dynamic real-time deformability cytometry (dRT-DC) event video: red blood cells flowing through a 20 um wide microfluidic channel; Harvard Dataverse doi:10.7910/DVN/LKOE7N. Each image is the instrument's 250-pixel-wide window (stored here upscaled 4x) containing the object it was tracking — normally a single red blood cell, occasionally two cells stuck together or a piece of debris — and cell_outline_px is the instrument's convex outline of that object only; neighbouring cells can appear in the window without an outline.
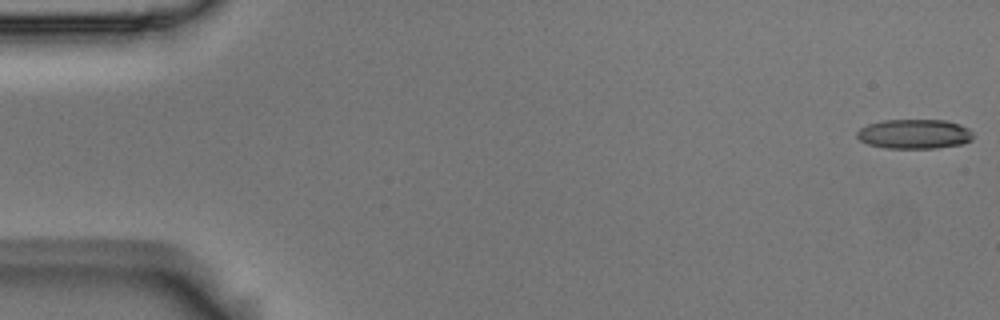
{"species": "Egyptian fruit bat (a non-hibernating species)", "species_latin": "Rousettus aegyptiacus", "temperature_condition": "room temperature", "stored_images_in_passage": 55, "camera_frame_rate_fps": 3000, "um_per_image_px": 0.085, "animal": {"sex": "male"}, "frame": {"image": 1, "passage_image": 1, "time_ms": 0.0, "image_size_px": [1000, 320], "cell_outline_px": [[976, 136], [972, 140], [964, 144], [936, 148], [884, 148], [868, 144], [860, 140], [856, 136], [856, 132], [860, 128], [868, 124], [880, 120], [948, 120], [960, 124], [968, 128]], "centroid_in_image_um": [77.75, 11.39], "position_along_channel_um": 7.2, "area_um2": 20.35}}
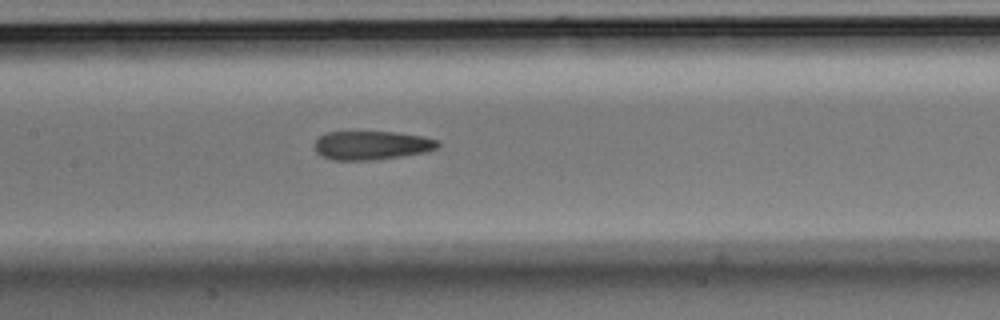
{"frame": {"image": 2, "passage_image": 26, "time_ms": 8.333, "image_size_px": [1000, 320], "cell_outline_px": [[440, 144], [436, 148], [428, 152], [372, 160], [332, 160], [320, 156], [316, 152], [316, 140], [320, 136], [328, 132], [392, 132], [424, 136], [436, 140]], "centroid_in_image_um": [31.59, 12.36], "position_along_channel_um": 175.8, "area_um2": 20.58}}
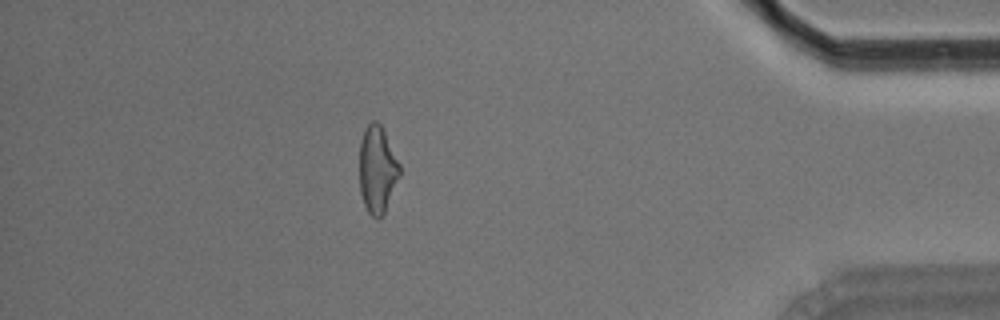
{"frame": {"image": 3, "passage_image": 48, "time_ms": 15.667, "image_size_px": [1000, 320], "cell_outline_px": [[400, 176], [384, 212], [380, 220], [376, 220], [368, 212], [364, 204], [360, 192], [360, 140], [364, 128], [372, 120], [376, 120], [380, 124], [400, 164]], "centroid_in_image_um": [32.06, 14.42], "position_along_channel_um": 403.1, "area_um2": 20.4}, "authors_computed_cell_mechanics": {"area_um2": 21.1548, "velocity_mm_per_s": 3.6877, "shape_relaxation_time_tau1_ms": null, "shape_relaxation_time_tau2_ms": 3.0236, "deformation_change_tau1": null, "deformation_change_tau2": 0.1347}}